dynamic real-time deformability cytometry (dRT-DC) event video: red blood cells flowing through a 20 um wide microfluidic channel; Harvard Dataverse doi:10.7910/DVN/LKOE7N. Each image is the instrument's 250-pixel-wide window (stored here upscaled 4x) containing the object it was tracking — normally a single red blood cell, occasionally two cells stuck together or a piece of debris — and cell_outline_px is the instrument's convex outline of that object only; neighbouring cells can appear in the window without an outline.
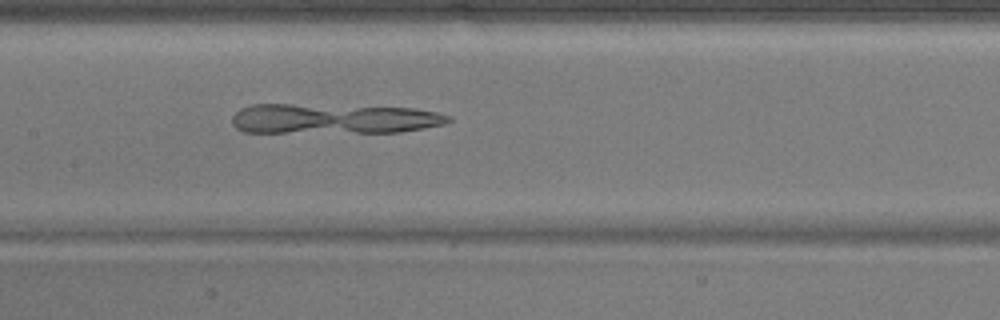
{"species": "common noctule bat (a hibernating species)", "species_latin": "Nyctalus noctula", "temperature_condition": "warm", "stored_images_in_passage": 28, "camera_frame_rate_fps": 3000, "um_per_image_px": 0.085, "animal": {"sex": "male", "body_mass_g": 17.9}, "frame": {"image": 1, "passage_image": 12, "time_ms": 3.667, "image_size_px": [1000, 320], "cell_outline_px": [[452, 120], [444, 124], [424, 128], [400, 132], [244, 132], [236, 128], [232, 124], [232, 116], [240, 108], [252, 104], [292, 104], [412, 108], [436, 112], [452, 116]], "centroid_in_image_um": [28.33, 10.09], "position_along_channel_um": 179.1, "area_um2": 37.86}}